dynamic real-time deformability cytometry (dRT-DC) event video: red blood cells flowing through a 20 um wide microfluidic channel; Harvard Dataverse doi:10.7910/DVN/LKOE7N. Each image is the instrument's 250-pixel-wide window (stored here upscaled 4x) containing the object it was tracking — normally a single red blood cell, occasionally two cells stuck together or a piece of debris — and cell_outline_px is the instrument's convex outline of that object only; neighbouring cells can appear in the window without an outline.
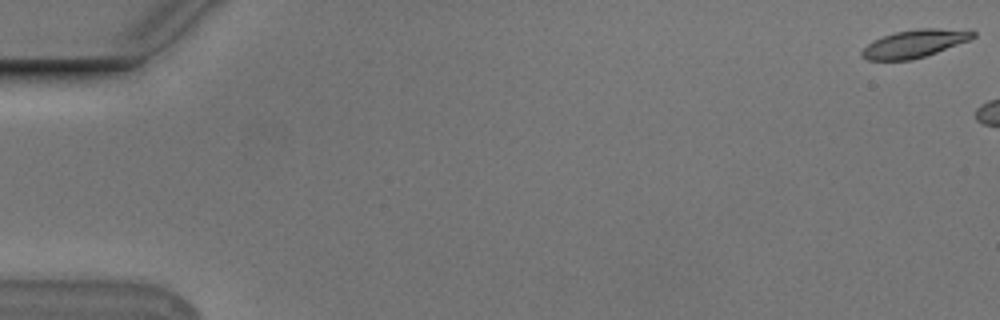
{"species": "Egyptian fruit bat (a non-hibernating species)", "species_latin": "Rousettus aegyptiacus", "temperature_condition": "cold", "stored_images_in_passage": 10, "camera_frame_rate_fps": 3000, "um_per_image_px": 0.085, "animal": {"sex": "male"}, "frame": {"image": 1, "passage_image": 1, "time_ms": 0.0, "image_size_px": [1000, 320], "cell_outline_px": [[976, 36], [968, 40], [936, 52], [912, 60], [868, 60], [860, 56], [860, 52], [872, 40], [896, 32], [916, 28], [936, 28], [976, 32]], "centroid_in_image_um": [77.66, 3.71], "position_along_channel_um": 7.3, "area_um2": 17.69}}